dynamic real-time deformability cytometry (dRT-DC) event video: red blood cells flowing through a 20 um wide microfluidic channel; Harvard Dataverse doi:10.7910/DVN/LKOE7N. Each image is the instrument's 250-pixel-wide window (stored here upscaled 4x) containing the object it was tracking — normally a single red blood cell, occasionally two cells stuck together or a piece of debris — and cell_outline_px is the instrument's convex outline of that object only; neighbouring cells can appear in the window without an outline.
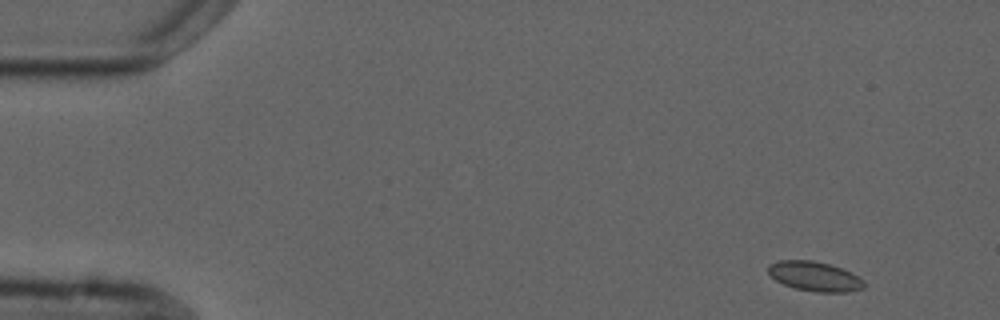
{"species": "common noctule bat (a hibernating species)", "species_latin": "Nyctalus noctula", "temperature_condition": "cold", "stored_images_in_passage": 3, "camera_frame_rate_fps": 3000, "um_per_image_px": 0.085, "animal": {"sex": "male", "forearm_length_mm": 52.5}, "frame": {"image": 1, "passage_image": 1, "time_ms": 0.0, "image_size_px": [1000, 320], "cell_outline_px": [[864, 288], [848, 292], [816, 292], [796, 288], [784, 284], [776, 280], [768, 272], [768, 264], [780, 260], [812, 260], [828, 264], [840, 268], [864, 280]], "centroid_in_image_um": [69.23, 23.49], "position_along_channel_um": 15.8, "area_um2": 16.3}}